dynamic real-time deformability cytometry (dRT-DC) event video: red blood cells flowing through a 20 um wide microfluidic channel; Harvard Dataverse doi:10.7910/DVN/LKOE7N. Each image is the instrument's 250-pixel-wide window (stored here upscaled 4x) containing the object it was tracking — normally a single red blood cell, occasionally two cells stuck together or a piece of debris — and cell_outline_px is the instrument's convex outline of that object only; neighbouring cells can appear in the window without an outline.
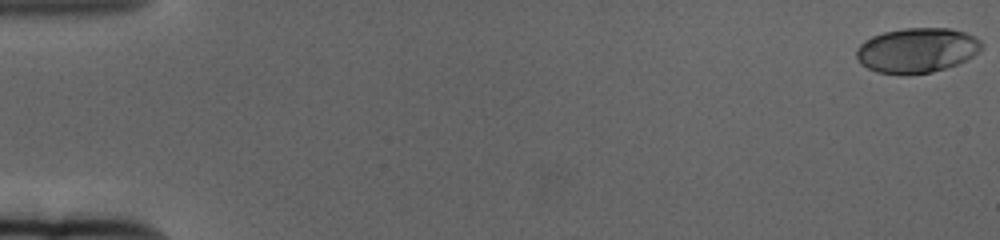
{"species": "human", "species_latin": "Homo sapiens", "temperature_condition": "cold", "stored_images_in_passage": 62, "camera_frame_rate_fps": 3000, "um_per_image_px": 0.085, "donor": {"sex": "female"}, "frame": {"image": 1, "passage_image": 1, "time_ms": 0.0, "image_size_px": [1000, 240], "cell_outline_px": [[984, 44], [972, 56], [956, 64], [932, 72], [876, 72], [860, 64], [856, 56], [856, 48], [864, 40], [872, 36], [884, 32], [904, 28], [948, 28], [964, 32], [976, 36]], "centroid_in_image_um": [77.92, 4.23], "position_along_channel_um": 7.1, "area_um2": 32.14}}
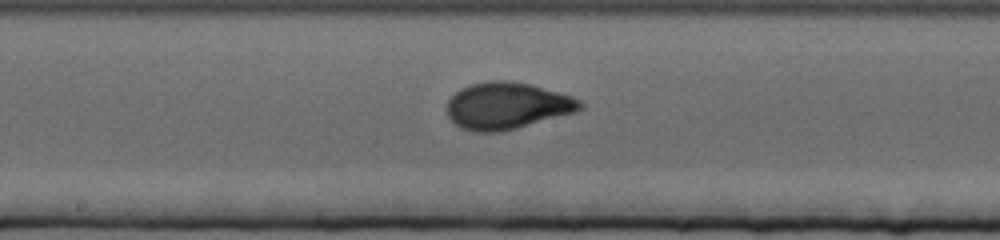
{"frame": {"image": 2, "passage_image": 34, "time_ms": 11.0, "image_size_px": [1000, 240], "cell_outline_px": [[584, 108], [572, 112], [516, 128], [500, 132], [472, 132], [460, 128], [448, 116], [448, 100], [460, 88], [472, 84], [492, 80], [504, 80], [532, 84], [572, 96], [580, 100], [584, 104]], "centroid_in_image_um": [43.08, 8.98], "position_along_channel_um": 205.1, "area_um2": 36.07}}
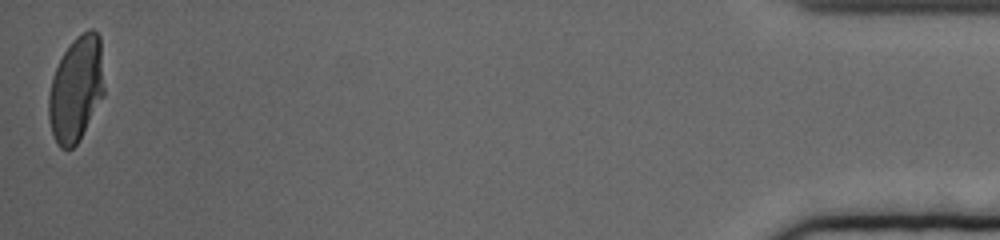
{"frame": {"image": 3, "passage_image": 62, "time_ms": 20.333, "image_size_px": [1000, 240], "cell_outline_px": [[104, 96], [76, 144], [72, 148], [60, 148], [56, 144], [48, 120], [48, 96], [52, 76], [64, 52], [72, 40], [76, 36], [88, 28], [92, 28], [100, 36], [104, 88]], "centroid_in_image_um": [6.46, 7.55], "position_along_channel_um": 428.7, "area_um2": 34.16}, "authors_computed_cell_mechanics": {"area_um2": 34.1598, "velocity_mm_per_s": 3.3153, "shape_relaxation_time_tau1_ms": 3.3458, "shape_relaxation_time_tau2_ms": null, "deformation_change_tau1": 0.1705, "deformation_change_tau2": null}}